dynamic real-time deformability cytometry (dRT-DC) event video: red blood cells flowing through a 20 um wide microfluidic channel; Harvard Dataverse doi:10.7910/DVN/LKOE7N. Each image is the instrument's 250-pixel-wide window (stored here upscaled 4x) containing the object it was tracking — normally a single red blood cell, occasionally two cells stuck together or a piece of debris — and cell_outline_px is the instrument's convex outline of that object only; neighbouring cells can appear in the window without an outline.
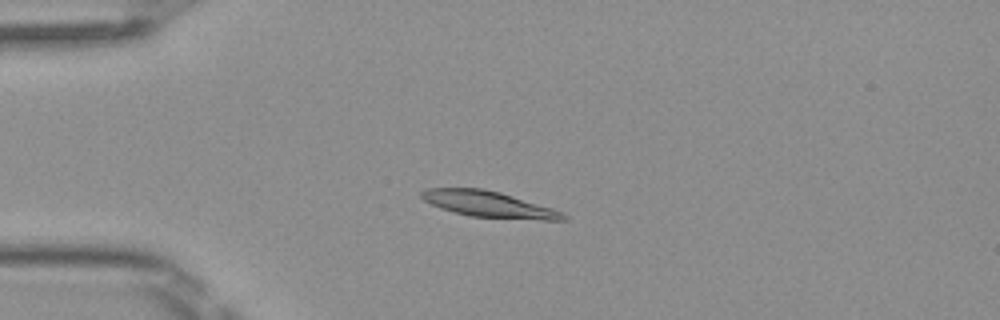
{"species": "Egyptian fruit bat (a non-hibernating species)", "species_latin": "Rousettus aegyptiacus", "temperature_condition": "room temperature", "stored_images_in_passage": 50, "camera_frame_rate_fps": 3000, "um_per_image_px": 0.085, "frame": {"image": 1, "passage_image": 13, "time_ms": 4.0, "image_size_px": [1000, 320], "cell_outline_px": [[568, 220], [544, 220], [468, 216], [440, 208], [424, 200], [420, 196], [420, 192], [424, 188], [484, 188], [500, 192], [552, 208], [564, 212], [568, 216]], "centroid_in_image_um": [41.55, 17.36], "position_along_channel_um": 43.5, "area_um2": 21.56}}
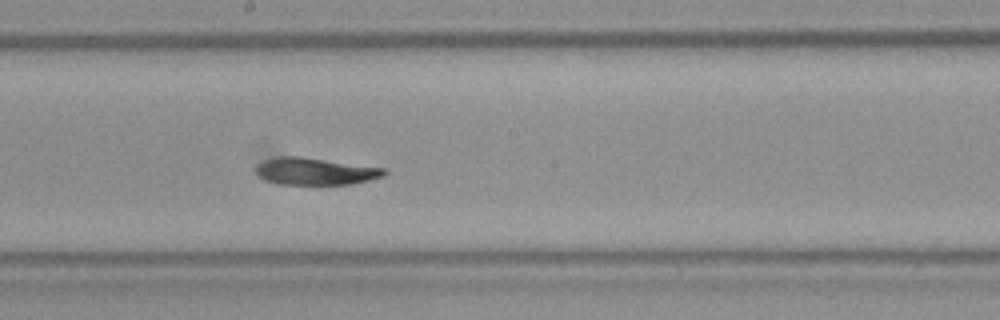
{"frame": {"image": 2, "passage_image": 28, "time_ms": 9.0, "image_size_px": [1000, 320], "cell_outline_px": [[388, 172], [384, 176], [352, 184], [280, 184], [268, 180], [260, 176], [256, 172], [256, 164], [264, 160], [276, 156], [300, 156], [388, 168]], "centroid_in_image_um": [26.84, 14.54], "position_along_channel_um": 221.4, "area_um2": 20.35}}
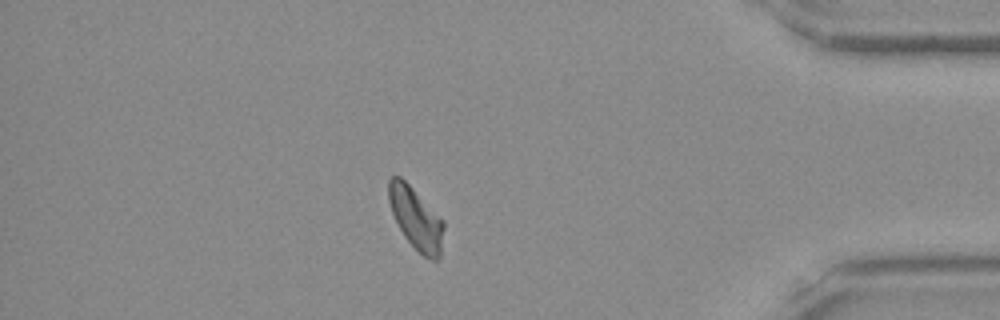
{"frame": {"image": 3, "passage_image": 44, "time_ms": 14.333, "image_size_px": [1000, 320], "cell_outline_px": [[444, 228], [440, 256], [436, 260], [432, 260], [424, 256], [404, 236], [392, 212], [388, 200], [388, 180], [392, 176], [400, 176], [444, 220]], "centroid_in_image_um": [35.36, 18.56], "position_along_channel_um": 399.8, "area_um2": 19.54}, "authors_computed_cell_mechanics": {"area_um2": 20.7791, "velocity_mm_per_s": 4.0376, "shape_relaxation_time_tau1_ms": 3.8319, "shape_relaxation_time_tau2_ms": 2.9146, "deformation_change_tau1": 0.1364, "deformation_change_tau2": 0.0726}}